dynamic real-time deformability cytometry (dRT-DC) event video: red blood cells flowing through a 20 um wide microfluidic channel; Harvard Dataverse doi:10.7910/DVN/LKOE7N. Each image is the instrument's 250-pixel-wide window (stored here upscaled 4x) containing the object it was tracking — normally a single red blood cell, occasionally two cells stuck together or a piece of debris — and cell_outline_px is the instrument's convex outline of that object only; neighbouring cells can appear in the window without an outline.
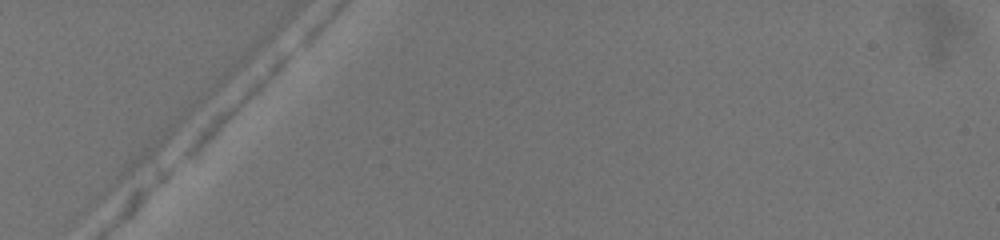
{"species": "common noctule bat (a hibernating species)", "species_latin": "Nyctalus noctula", "temperature_condition": "warm", "stored_images_in_passage": 2, "camera_frame_rate_fps": 3000, "um_per_image_px": 0.085, "animal": {"sex": "female", "body_mass_g": 19.5, "forearm_length_mm": 54.1}, "frame": {"image": 1, "passage_image": 1, "time_ms": 0.0, "image_size_px": [1000, 240], "cell_outline_px": [[292, 52], [288, 60], [260, 88], [188, 156], [180, 160], [180, 156], [196, 132], [216, 112], [284, 52], [292, 48]], "centroid_in_image_um": [19.94, 8.85], "position_along_channel_um": 65.1, "area_um2": 11.73}}